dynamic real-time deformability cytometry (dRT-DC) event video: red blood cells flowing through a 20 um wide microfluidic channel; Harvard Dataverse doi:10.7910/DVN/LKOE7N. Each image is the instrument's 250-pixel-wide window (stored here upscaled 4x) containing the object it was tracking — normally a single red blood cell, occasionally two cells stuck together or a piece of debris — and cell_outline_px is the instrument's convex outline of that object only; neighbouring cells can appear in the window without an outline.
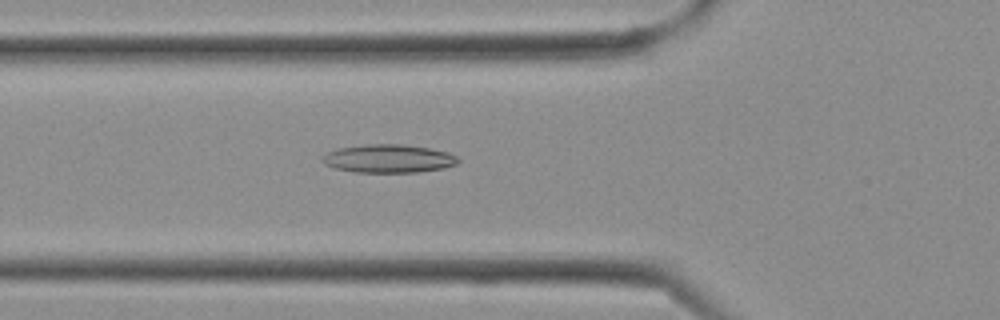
{"species": "Egyptian fruit bat (a non-hibernating species)", "species_latin": "Rousettus aegyptiacus", "temperature_condition": "cold", "stored_images_in_passage": 6, "camera_frame_rate_fps": 3000, "um_per_image_px": 0.085, "frame": {"image": 1, "passage_image": 4, "time_ms": 1.0, "image_size_px": [1000, 320], "cell_outline_px": [[460, 160], [456, 164], [444, 168], [416, 172], [356, 172], [336, 168], [324, 164], [320, 160], [320, 156], [336, 148], [368, 144], [400, 144], [428, 148], [448, 152], [456, 156]], "centroid_in_image_um": [32.98, 13.48], "position_along_channel_um": 92.8, "area_um2": 22.37}}
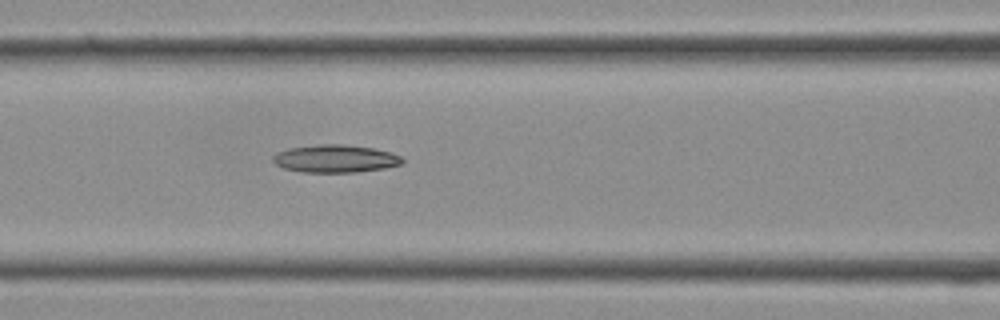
{"frame": {"image": 2, "passage_image": 6, "time_ms": 1.667, "image_size_px": [1000, 320], "cell_outline_px": [[404, 160], [400, 164], [384, 168], [356, 172], [300, 172], [284, 168], [276, 164], [272, 160], [272, 156], [280, 152], [292, 148], [320, 144], [340, 144], [372, 148], [392, 152], [400, 156]], "centroid_in_image_um": [28.51, 13.49], "position_along_channel_um": 138.1, "area_um2": 20.63}}